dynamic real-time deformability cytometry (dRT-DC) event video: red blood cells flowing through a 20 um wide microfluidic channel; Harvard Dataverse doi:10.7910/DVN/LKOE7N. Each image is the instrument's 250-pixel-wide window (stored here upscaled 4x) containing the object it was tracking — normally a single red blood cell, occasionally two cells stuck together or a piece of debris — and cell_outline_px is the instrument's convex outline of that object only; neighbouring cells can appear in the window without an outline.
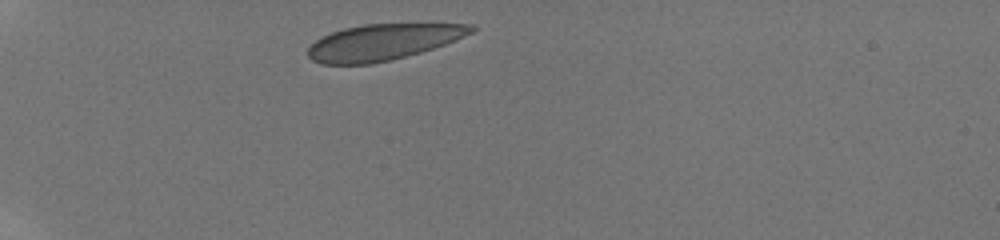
{"species": "human", "species_latin": "Homo sapiens", "temperature_condition": "room temperature", "stored_images_in_passage": 5, "camera_frame_rate_fps": 3000, "um_per_image_px": 0.085, "donor": {"sex": "male"}, "frame": {"image": 1, "passage_image": 1, "time_ms": 0.0, "image_size_px": [1000, 240], "cell_outline_px": [[476, 28], [472, 32], [464, 36], [444, 44], [420, 52], [392, 60], [372, 64], [320, 64], [312, 60], [308, 56], [308, 48], [316, 40], [332, 32], [344, 28], [364, 24], [476, 24]], "centroid_in_image_um": [32.53, 3.58], "position_along_channel_um": 52.5, "area_um2": 34.04}}